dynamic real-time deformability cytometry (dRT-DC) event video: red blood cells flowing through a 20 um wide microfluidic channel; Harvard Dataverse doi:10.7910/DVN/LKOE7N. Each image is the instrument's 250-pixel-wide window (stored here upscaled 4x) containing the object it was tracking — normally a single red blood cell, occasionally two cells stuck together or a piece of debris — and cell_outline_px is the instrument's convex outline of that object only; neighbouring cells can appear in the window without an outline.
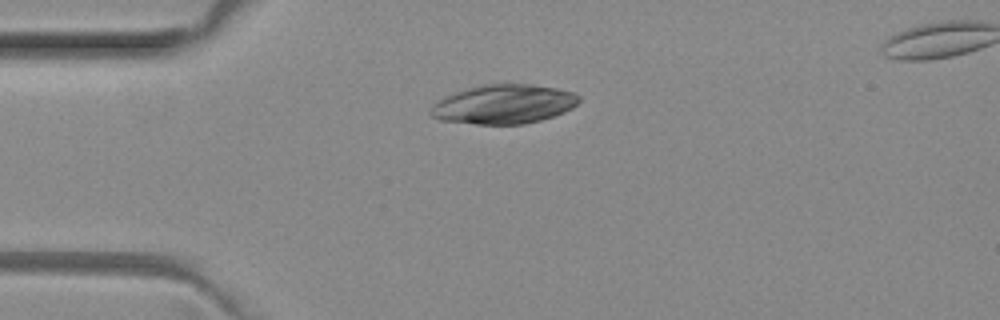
{"species": "common noctule bat (a hibernating species)", "species_latin": "Nyctalus noctula", "temperature_condition": "room temperature", "stored_images_in_passage": 2, "camera_frame_rate_fps": 3000, "um_per_image_px": 0.085, "animal": {"sex": "female", "body_mass_g": 29.2, "forearm_length_mm": 56.3}, "frame": {"image": 1, "passage_image": 2, "time_ms": 0.333, "image_size_px": [1000, 320], "cell_outline_px": [[580, 100], [572, 108], [564, 112], [540, 120], [524, 124], [476, 124], [440, 120], [432, 116], [428, 112], [444, 96], [452, 92], [480, 84], [528, 84], [556, 88], [572, 92], [580, 96]], "centroid_in_image_um": [42.8, 8.85], "position_along_channel_um": 42.2, "area_um2": 33.81}}